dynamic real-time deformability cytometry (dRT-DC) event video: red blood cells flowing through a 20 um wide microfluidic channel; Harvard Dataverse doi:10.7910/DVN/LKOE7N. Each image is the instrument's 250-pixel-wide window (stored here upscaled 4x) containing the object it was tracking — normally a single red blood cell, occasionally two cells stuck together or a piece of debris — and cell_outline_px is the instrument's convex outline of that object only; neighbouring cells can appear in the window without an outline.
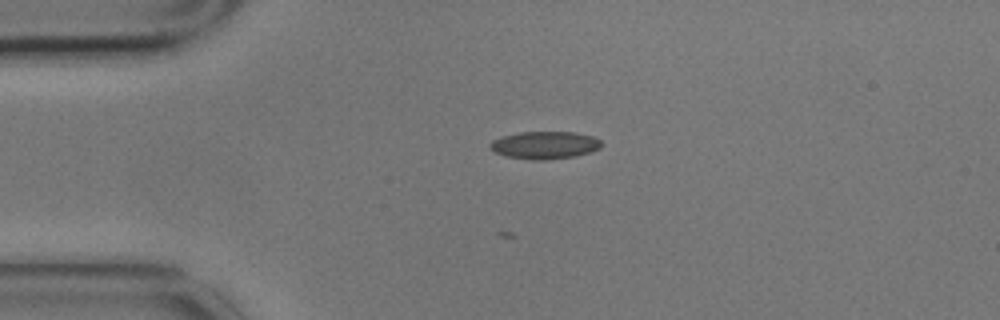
{"species": "common noctule bat (a hibernating species)", "species_latin": "Nyctalus noctula", "temperature_condition": "cold", "stored_images_in_passage": 1, "camera_frame_rate_fps": 3000, "um_per_image_px": 0.085, "animal": {"sex": "male", "body_mass_g": 17.9}, "frame": {"image": 1, "passage_image": 1, "time_ms": 0.0, "image_size_px": [1000, 320], "cell_outline_px": [[600, 148], [592, 152], [572, 156], [544, 160], [532, 160], [508, 156], [496, 152], [488, 148], [488, 144], [492, 140], [504, 136], [520, 132], [576, 132], [592, 136], [600, 140]], "centroid_in_image_um": [46.29, 12.33], "position_along_channel_um": 38.7, "area_um2": 17.74}}